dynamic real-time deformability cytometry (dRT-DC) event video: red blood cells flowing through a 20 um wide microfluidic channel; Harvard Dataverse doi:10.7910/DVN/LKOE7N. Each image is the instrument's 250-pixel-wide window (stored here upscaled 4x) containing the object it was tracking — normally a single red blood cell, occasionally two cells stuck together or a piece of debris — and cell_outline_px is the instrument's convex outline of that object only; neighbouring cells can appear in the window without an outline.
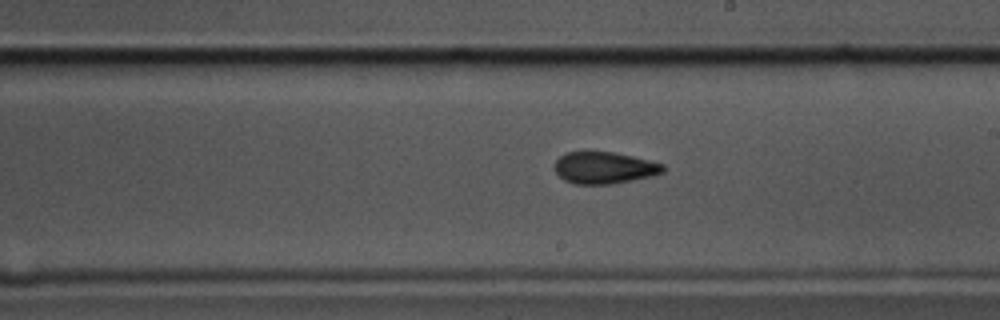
{"species": "common noctule bat (a hibernating species)", "species_latin": "Nyctalus noctula", "temperature_condition": "cold", "stored_images_in_passage": 58, "camera_frame_rate_fps": 3000, "um_per_image_px": 0.085, "animal": {"sex": "male", "body_mass_g": 17.5, "forearm_length_mm": 52.3}, "frame": {"image": 1, "passage_image": 33, "time_ms": 10.667, "image_size_px": [1000, 320], "cell_outline_px": [[664, 172], [652, 176], [612, 184], [572, 184], [564, 180], [552, 168], [552, 164], [564, 152], [584, 148], [588, 148], [612, 152], [632, 156], [664, 164]], "centroid_in_image_um": [51.27, 14.21], "position_along_channel_um": 237.7, "area_um2": 20.98}}
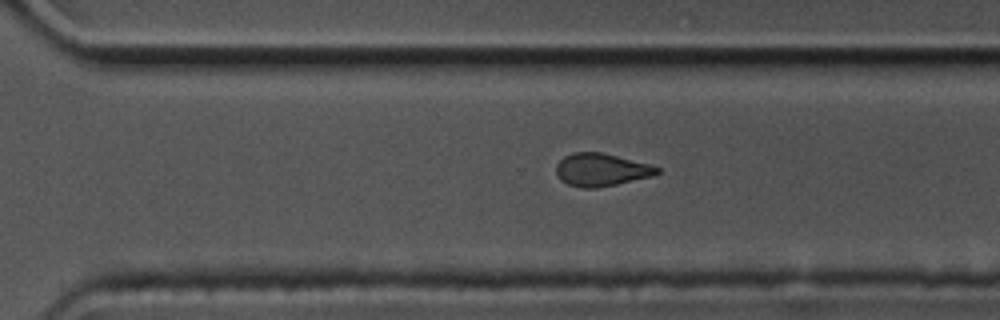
{"frame": {"image": 2, "passage_image": 40, "time_ms": 13.0, "image_size_px": [1000, 320], "cell_outline_px": [[660, 172], [652, 176], [616, 184], [596, 188], [580, 188], [568, 184], [560, 180], [556, 176], [556, 164], [564, 156], [572, 152], [600, 152], [652, 164], [660, 168]], "centroid_in_image_um": [51.09, 14.43], "position_along_channel_um": 319.5, "area_um2": 19.42}}
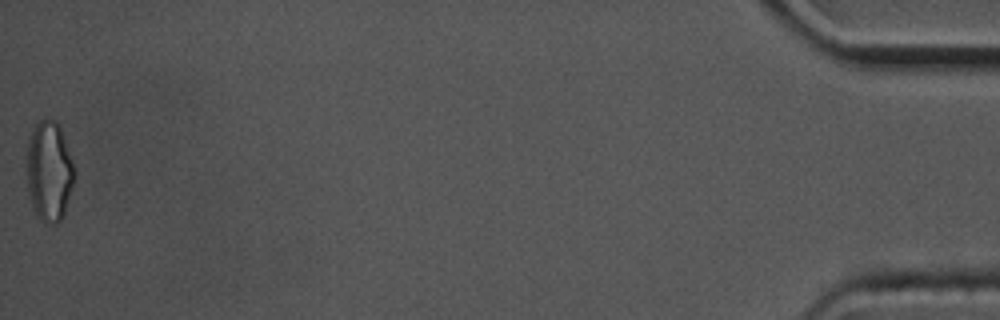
{"frame": {"image": 3, "passage_image": 58, "time_ms": 19.0, "image_size_px": [1000, 320], "cell_outline_px": [[76, 176], [64, 216], [56, 224], [44, 224], [36, 216], [32, 208], [28, 192], [24, 156], [28, 136], [32, 128], [44, 116], [56, 120], [64, 136], [76, 172]], "centroid_in_image_um": [4.14, 14.54], "position_along_channel_um": 431.1, "area_um2": 29.19}, "authors_computed_cell_mechanics": {"area_um2": 20.3745, "velocity_mm_per_s": 3.5066, "shape_relaxation_time_tau1_ms": 4.1512, "shape_relaxation_time_tau2_ms": 2.4675, "deformation_change_tau1": 0.1444, "deformation_change_tau2": 0.1011}}